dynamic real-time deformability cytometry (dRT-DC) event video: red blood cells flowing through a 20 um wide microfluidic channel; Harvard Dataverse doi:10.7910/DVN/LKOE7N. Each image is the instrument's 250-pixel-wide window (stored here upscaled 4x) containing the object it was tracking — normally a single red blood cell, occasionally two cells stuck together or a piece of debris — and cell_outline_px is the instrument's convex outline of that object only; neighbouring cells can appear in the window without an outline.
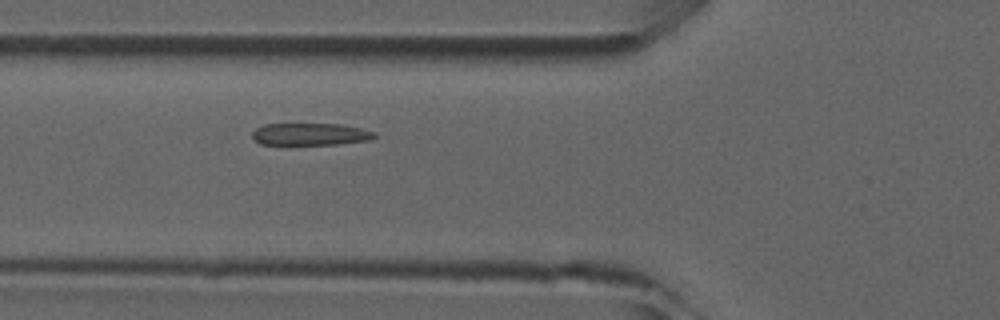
{"species": "common noctule bat (a hibernating species)", "species_latin": "Nyctalus noctula", "temperature_condition": "room temperature", "stored_images_in_passage": 4, "camera_frame_rate_fps": 3000, "um_per_image_px": 0.085, "animal": {"sex": "male", "forearm_length_mm": 52.5}, "frame": {"image": 1, "passage_image": 4, "time_ms": 3.333, "image_size_px": [1000, 320], "cell_outline_px": [[376, 136], [368, 140], [336, 144], [260, 144], [252, 140], [252, 132], [256, 128], [264, 124], [340, 124], [360, 128], [376, 132]], "centroid_in_image_um": [26.33, 11.4], "position_along_channel_um": 99.5, "area_um2": 15.72}}